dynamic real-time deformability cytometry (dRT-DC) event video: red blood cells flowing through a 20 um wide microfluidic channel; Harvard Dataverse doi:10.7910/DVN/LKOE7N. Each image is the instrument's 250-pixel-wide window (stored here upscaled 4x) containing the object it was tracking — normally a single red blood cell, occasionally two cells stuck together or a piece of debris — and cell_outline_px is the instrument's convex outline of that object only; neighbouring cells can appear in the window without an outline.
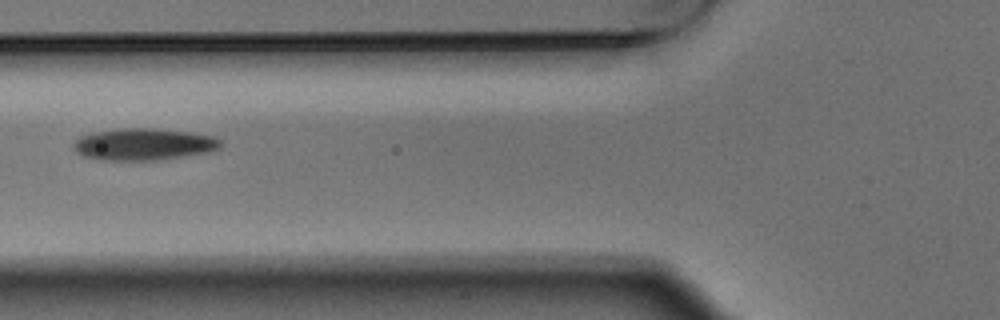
{"species": "Egyptian fruit bat (a non-hibernating species)", "species_latin": "Rousettus aegyptiacus", "temperature_condition": "warm", "stored_images_in_passage": 6, "camera_frame_rate_fps": 3000, "um_per_image_px": 0.085, "animal": {"sex": "male"}, "frame": {"image": 1, "passage_image": 6, "time_ms": 1.667, "image_size_px": [1000, 320], "cell_outline_px": [[224, 144], [220, 148], [208, 152], [184, 156], [156, 160], [104, 160], [84, 156], [76, 152], [72, 148], [72, 144], [80, 136], [92, 132], [124, 128], [152, 128], [192, 132], [212, 136], [220, 140]], "centroid_in_image_um": [12.21, 12.26], "position_along_channel_um": 113.6, "area_um2": 27.4}}